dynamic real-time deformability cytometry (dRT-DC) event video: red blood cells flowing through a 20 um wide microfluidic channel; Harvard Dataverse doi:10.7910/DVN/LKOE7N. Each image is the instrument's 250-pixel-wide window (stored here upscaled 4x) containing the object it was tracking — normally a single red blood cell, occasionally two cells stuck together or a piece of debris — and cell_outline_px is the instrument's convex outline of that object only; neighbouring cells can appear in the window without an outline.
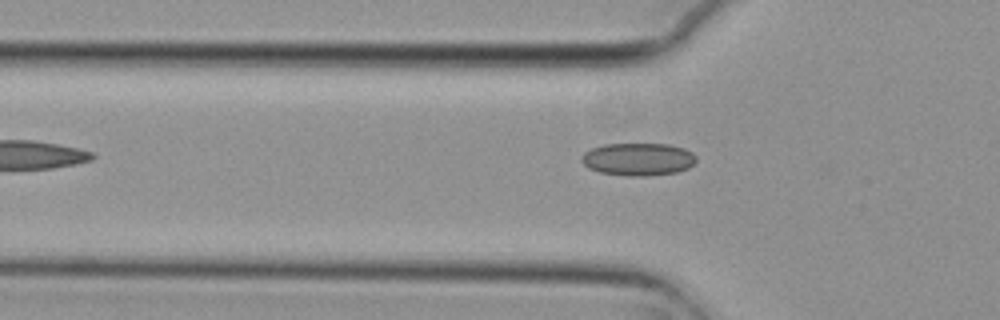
{"species": "common noctule bat (a hibernating species)", "species_latin": "Nyctalus noctula", "temperature_condition": "cold", "stored_images_in_passage": 3, "camera_frame_rate_fps": 3000, "um_per_image_px": 0.085, "animal": {"sex": "female", "body_mass_g": 29.2, "forearm_length_mm": 56.3}, "frame": {"image": 1, "passage_image": 3, "time_ms": 0.667, "image_size_px": [1000, 320], "cell_outline_px": [[696, 160], [688, 168], [676, 172], [644, 176], [628, 176], [600, 172], [588, 168], [580, 160], [580, 156], [584, 152], [592, 148], [604, 144], [668, 144], [684, 148], [692, 152], [696, 156]], "centroid_in_image_um": [54.22, 13.53], "position_along_channel_um": 71.6, "area_um2": 21.85}}